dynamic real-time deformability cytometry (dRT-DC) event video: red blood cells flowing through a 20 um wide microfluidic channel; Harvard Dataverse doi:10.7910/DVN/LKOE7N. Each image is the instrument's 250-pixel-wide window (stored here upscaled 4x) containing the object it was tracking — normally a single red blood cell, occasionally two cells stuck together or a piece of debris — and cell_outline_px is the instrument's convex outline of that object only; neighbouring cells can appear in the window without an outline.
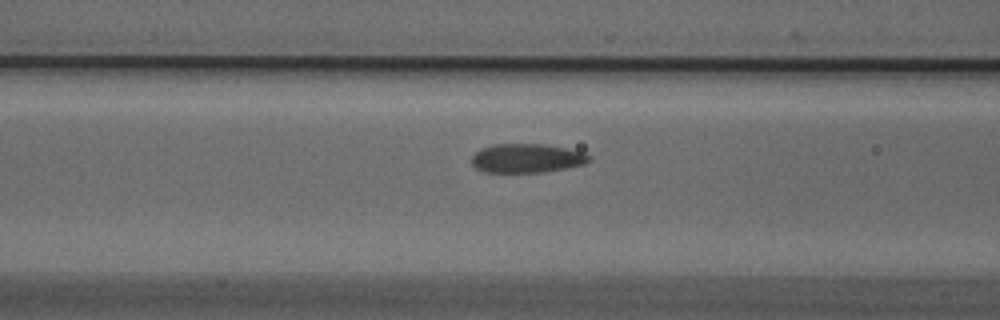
{"species": "Egyptian fruit bat (a non-hibernating species)", "species_latin": "Rousettus aegyptiacus", "temperature_condition": "cold", "stored_images_in_passage": 36, "camera_frame_rate_fps": 3000, "um_per_image_px": 0.085, "animal": {"sex": "male"}, "frame": {"image": 1, "passage_image": 7, "time_ms": 2.0, "image_size_px": [1000, 320], "cell_outline_px": [[592, 160], [584, 164], [568, 168], [544, 172], [484, 172], [476, 168], [472, 164], [472, 156], [480, 148], [492, 144], [544, 144], [584, 152], [592, 156]], "centroid_in_image_um": [44.8, 13.45], "position_along_channel_um": 121.8, "area_um2": 20.0}}
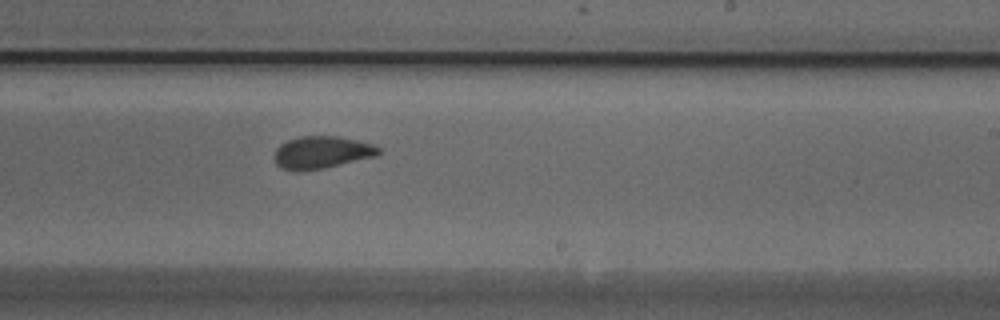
{"frame": {"image": 2, "passage_image": 18, "time_ms": 5.667, "image_size_px": [1000, 320], "cell_outline_px": [[380, 152], [376, 156], [324, 168], [304, 172], [292, 172], [276, 164], [276, 148], [280, 144], [288, 140], [300, 136], [336, 136], [356, 140], [372, 144], [380, 148]], "centroid_in_image_um": [27.33, 12.97], "position_along_channel_um": 261.7, "area_um2": 19.65}}
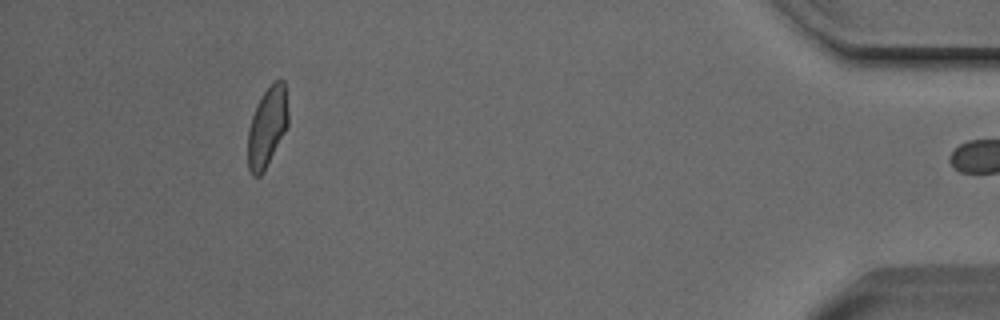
{"frame": {"image": 3, "passage_image": 35, "time_ms": 11.333, "image_size_px": [1000, 320], "cell_outline_px": [[288, 124], [284, 132], [260, 176], [252, 176], [248, 168], [248, 128], [256, 104], [264, 92], [276, 80], [284, 80], [288, 112]], "centroid_in_image_um": [22.69, 10.77], "position_along_channel_um": 412.5, "area_um2": 18.32}, "authors_computed_cell_mechanics": {"area_um2": 19.941, "velocity_mm_per_s": 3.8158, "shape_relaxation_time_tau1_ms": 3.2214, "shape_relaxation_time_tau2_ms": 0.8879, "deformation_change_tau1": 0.1082, "deformation_change_tau2": 0.0582}}